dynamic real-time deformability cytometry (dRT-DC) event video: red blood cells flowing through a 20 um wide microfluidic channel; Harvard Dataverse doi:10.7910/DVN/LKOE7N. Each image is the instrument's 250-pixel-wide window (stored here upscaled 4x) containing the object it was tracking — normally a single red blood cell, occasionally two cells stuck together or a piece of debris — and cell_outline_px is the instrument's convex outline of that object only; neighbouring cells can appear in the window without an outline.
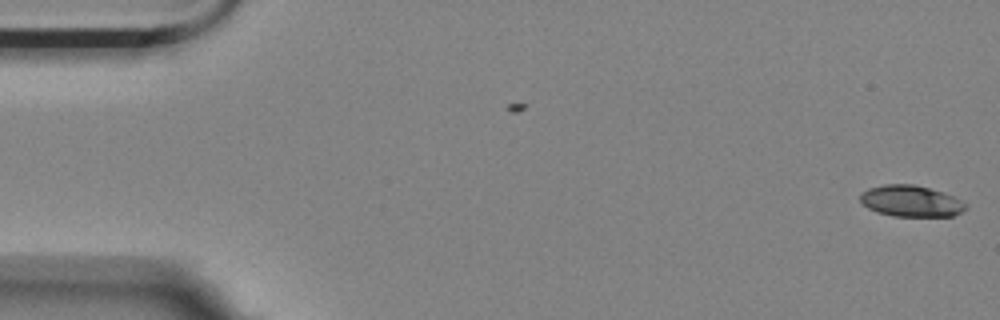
{"species": "Egyptian fruit bat (a non-hibernating species)", "species_latin": "Rousettus aegyptiacus", "temperature_condition": "room temperature", "stored_images_in_passage": 6, "camera_frame_rate_fps": 3000, "um_per_image_px": 0.085, "animal": {"sex": "female"}, "frame": {"image": 1, "passage_image": 6, "time_ms": 1.667, "image_size_px": [1000, 320], "cell_outline_px": [[968, 208], [952, 216], [892, 216], [876, 212], [868, 208], [860, 200], [860, 196], [868, 188], [884, 184], [912, 184], [928, 188], [952, 196], [968, 204]], "centroid_in_image_um": [77.42, 17.1], "position_along_channel_um": 7.6, "area_um2": 19.07}}